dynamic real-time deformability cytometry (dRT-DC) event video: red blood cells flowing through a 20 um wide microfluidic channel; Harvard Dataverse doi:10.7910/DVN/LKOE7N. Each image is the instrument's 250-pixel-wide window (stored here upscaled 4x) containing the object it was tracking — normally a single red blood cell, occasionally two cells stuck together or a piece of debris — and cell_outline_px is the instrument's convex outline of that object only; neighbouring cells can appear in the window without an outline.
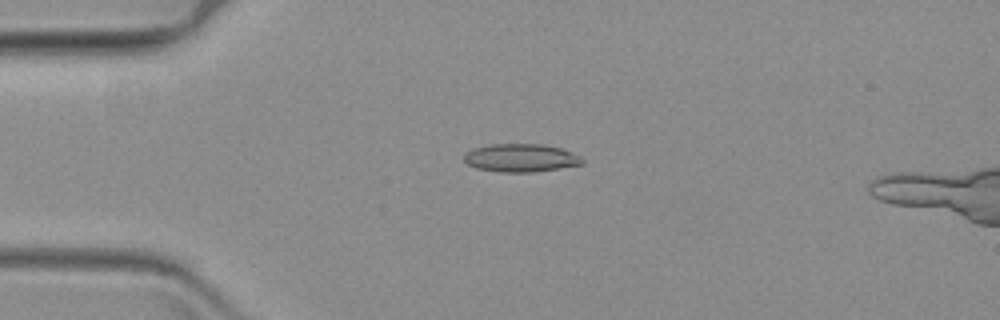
{"species": "common noctule bat (a hibernating species)", "species_latin": "Nyctalus noctula", "temperature_condition": "warm", "stored_images_in_passage": 21, "camera_frame_rate_fps": 3000, "um_per_image_px": 0.085, "animal": {"sex": "female", "body_mass_g": 19.3, "forearm_length_mm": 54.1}, "frame": {"image": 1, "passage_image": 15, "time_ms": 4.667, "image_size_px": [1000, 320], "cell_outline_px": [[584, 164], [560, 168], [532, 172], [500, 172], [476, 168], [468, 164], [464, 160], [464, 152], [472, 148], [488, 144], [544, 144], [560, 148], [580, 156], [584, 160]], "centroid_in_image_um": [44.24, 13.41], "position_along_channel_um": 40.8, "area_um2": 19.48}}